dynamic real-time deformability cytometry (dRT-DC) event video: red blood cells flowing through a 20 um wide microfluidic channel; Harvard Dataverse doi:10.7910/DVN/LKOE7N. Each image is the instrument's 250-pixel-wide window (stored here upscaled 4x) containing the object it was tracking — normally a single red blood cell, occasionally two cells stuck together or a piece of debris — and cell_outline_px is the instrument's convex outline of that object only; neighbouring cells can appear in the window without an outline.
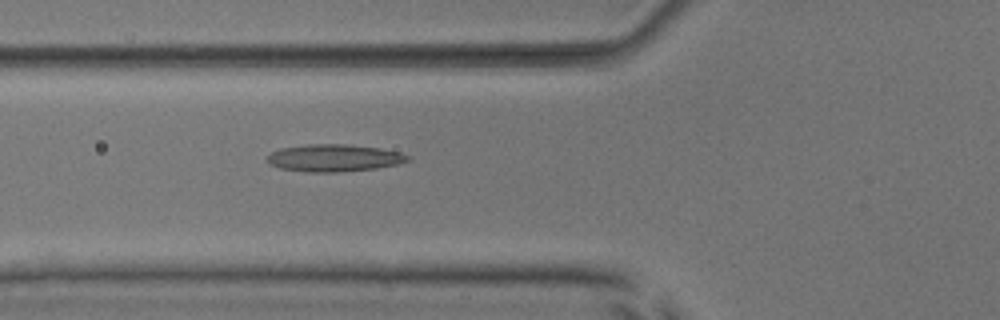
{"species": "common noctule bat (a hibernating species)", "species_latin": "Nyctalus noctula", "temperature_condition": "room temperature", "stored_images_in_passage": 35, "camera_frame_rate_fps": 3000, "um_per_image_px": 0.085, "animal": {"sex": "male", "body_mass_g": 17.9, "forearm_length_mm": 54.2}, "frame": {"image": 1, "passage_image": 3, "time_ms": 0.667, "image_size_px": [1000, 320], "cell_outline_px": [[412, 160], [396, 164], [376, 168], [336, 172], [308, 172], [280, 168], [272, 164], [268, 160], [268, 156], [272, 152], [280, 148], [308, 144], [348, 144], [380, 148], [400, 152], [412, 156]], "centroid_in_image_um": [28.45, 13.41], "position_along_channel_um": 97.3, "area_um2": 22.25}}
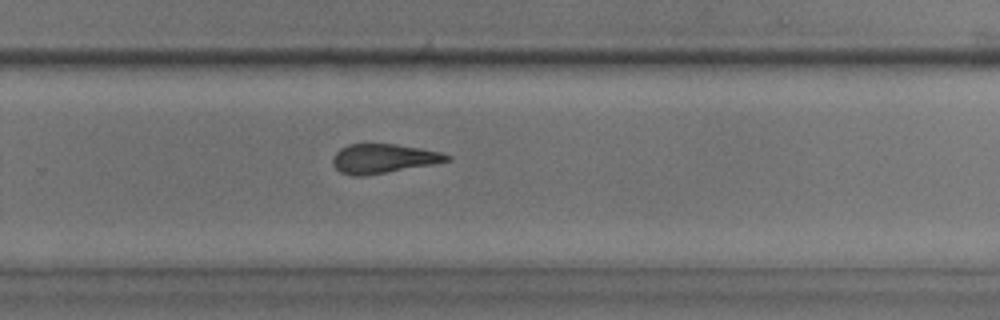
{"frame": {"image": 2, "passage_image": 18, "time_ms": 5.667, "image_size_px": [1000, 320], "cell_outline_px": [[452, 160], [432, 164], [364, 176], [352, 176], [340, 172], [332, 164], [332, 156], [340, 148], [348, 144], [396, 144], [420, 148], [440, 152], [452, 156]], "centroid_in_image_um": [32.56, 13.48], "position_along_channel_um": 297.2, "area_um2": 19.48}}
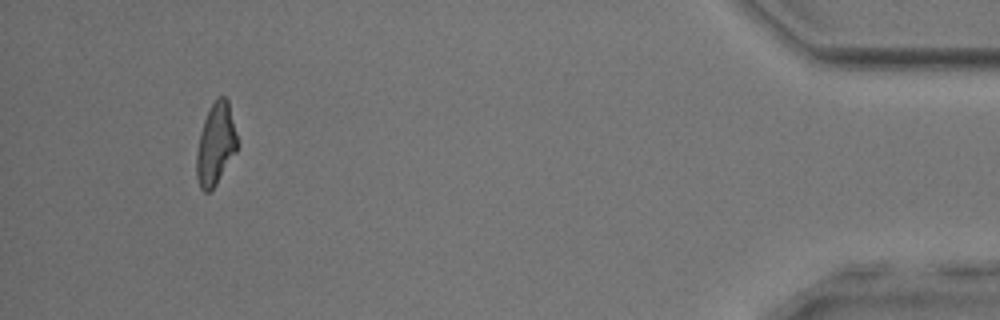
{"frame": {"image": 3, "passage_image": 32, "time_ms": 10.333, "image_size_px": [1000, 320], "cell_outline_px": [[240, 144], [236, 152], [216, 184], [208, 192], [204, 192], [200, 188], [196, 176], [196, 152], [200, 132], [204, 120], [216, 96], [224, 96], [228, 100]], "centroid_in_image_um": [18.35, 12.24], "position_along_channel_um": 416.9, "area_um2": 19.65}, "authors_computed_cell_mechanics": {"area_um2": 19.8832, "velocity_mm_per_s": 4.0052, "shape_relaxation_time_tau1_ms": null, "shape_relaxation_time_tau2_ms": 3.6589, "deformation_change_tau1": null, "deformation_change_tau2": 0.1474}}